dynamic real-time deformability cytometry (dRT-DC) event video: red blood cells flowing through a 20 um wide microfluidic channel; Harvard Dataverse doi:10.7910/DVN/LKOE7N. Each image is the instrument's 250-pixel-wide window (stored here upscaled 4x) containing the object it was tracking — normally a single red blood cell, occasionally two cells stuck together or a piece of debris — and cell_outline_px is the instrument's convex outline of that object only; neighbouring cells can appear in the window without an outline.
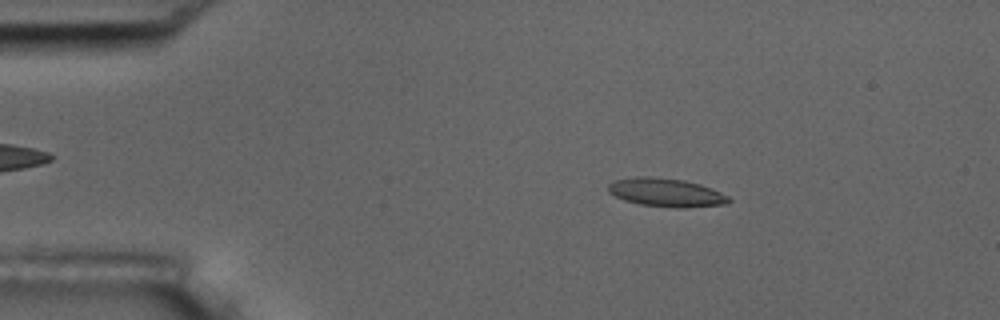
{"species": "common noctule bat (a hibernating species)", "species_latin": "Nyctalus noctula", "temperature_condition": "room temperature", "stored_images_in_passage": 3, "camera_frame_rate_fps": 3000, "um_per_image_px": 0.085, "animal": {"sex": "male", "body_mass_g": 17.5, "forearm_length_mm": 52.3}, "frame": {"image": 1, "passage_image": 1, "time_ms": 0.0, "image_size_px": [1000, 320], "cell_outline_px": [[732, 200], [728, 204], [684, 208], [676, 208], [640, 204], [624, 200], [608, 192], [608, 184], [616, 180], [636, 176], [648, 176], [684, 180], [700, 184], [712, 188], [728, 196]], "centroid_in_image_um": [56.65, 16.37], "position_along_channel_um": 28.4, "area_um2": 20.06}}
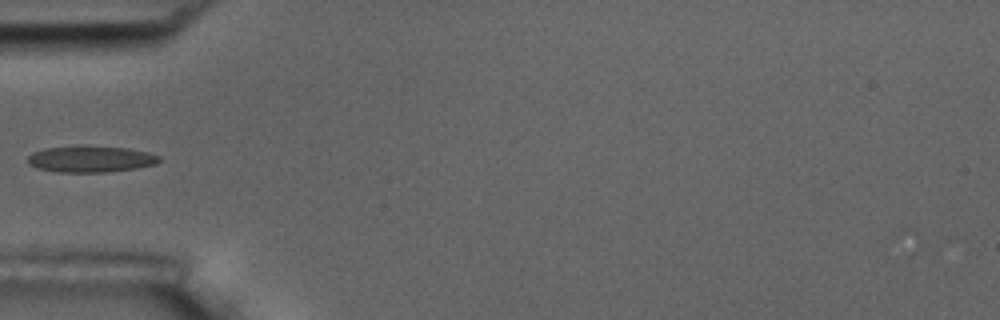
{"frame": {"image": 2, "passage_image": 3, "time_ms": 0.667, "image_size_px": [1000, 320], "cell_outline_px": [[160, 160], [156, 164], [136, 168], [108, 172], [56, 172], [36, 168], [28, 164], [28, 156], [32, 152], [44, 148], [80, 144], [84, 144], [128, 148], [148, 152], [160, 156]], "centroid_in_image_um": [7.67, 13.49], "position_along_channel_um": 77.3, "area_um2": 20.81}}